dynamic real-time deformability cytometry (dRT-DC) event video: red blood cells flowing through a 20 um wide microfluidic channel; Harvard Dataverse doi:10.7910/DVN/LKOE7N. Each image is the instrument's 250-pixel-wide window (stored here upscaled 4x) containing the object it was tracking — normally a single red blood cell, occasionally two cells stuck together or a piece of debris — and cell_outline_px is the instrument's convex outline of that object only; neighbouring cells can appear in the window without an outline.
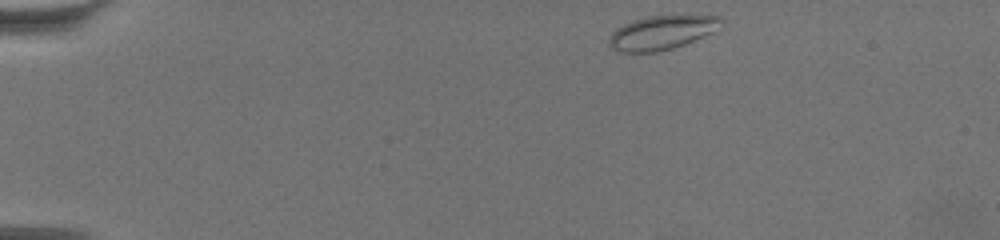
{"species": "common noctule bat (a hibernating species)", "species_latin": "Nyctalus noctula", "temperature_condition": "warm", "stored_images_in_passage": 31, "camera_frame_rate_fps": 3000, "um_per_image_px": 0.085, "animal": {"sex": "female", "body_mass_g": 19.5, "forearm_length_mm": 54.1}, "frame": {"image": 1, "passage_image": 1, "time_ms": 0.0, "image_size_px": [1000, 240], "cell_outline_px": [[720, 20], [712, 32], [704, 36], [684, 44], [672, 48], [656, 52], [620, 52], [612, 48], [608, 44], [608, 40], [612, 32], [624, 24], [648, 16], [720, 16]], "centroid_in_image_um": [56.16, 2.79], "position_along_channel_um": 28.8, "area_um2": 21.5}}
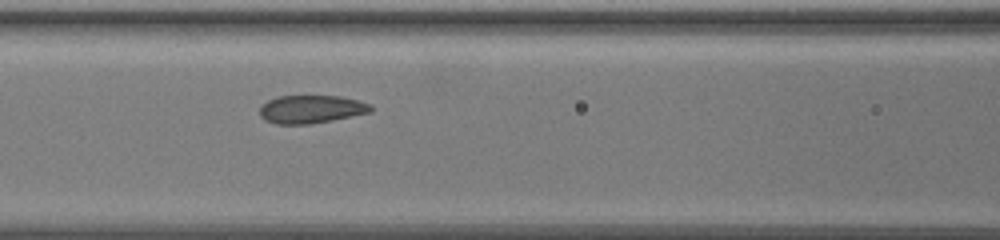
{"frame": {"image": 2, "passage_image": 19, "time_ms": 6.0, "image_size_px": [1000, 240], "cell_outline_px": [[372, 112], [332, 120], [308, 124], [276, 124], [264, 120], [260, 116], [260, 108], [268, 100], [276, 96], [340, 96], [356, 100], [368, 104], [372, 108]], "centroid_in_image_um": [26.42, 9.29], "position_along_channel_um": 140.2, "area_um2": 18.03}}
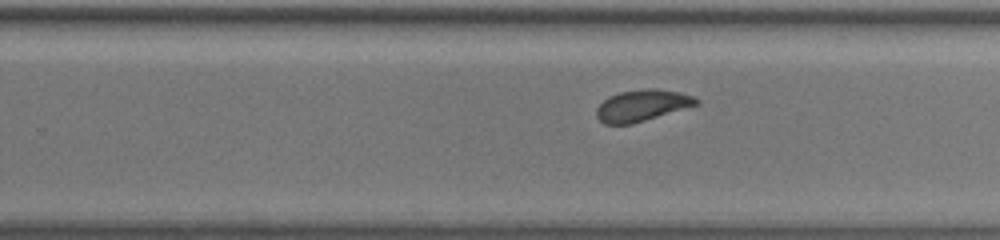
{"frame": {"image": 3, "passage_image": 31, "time_ms": 10.0, "image_size_px": [1000, 240], "cell_outline_px": [[700, 104], [632, 124], [604, 124], [596, 116], [596, 108], [608, 96], [620, 92], [648, 88], [656, 88], [680, 92], [692, 96], [700, 100]], "centroid_in_image_um": [54.59, 8.96], "position_along_channel_um": 275.2, "area_um2": 18.32}}